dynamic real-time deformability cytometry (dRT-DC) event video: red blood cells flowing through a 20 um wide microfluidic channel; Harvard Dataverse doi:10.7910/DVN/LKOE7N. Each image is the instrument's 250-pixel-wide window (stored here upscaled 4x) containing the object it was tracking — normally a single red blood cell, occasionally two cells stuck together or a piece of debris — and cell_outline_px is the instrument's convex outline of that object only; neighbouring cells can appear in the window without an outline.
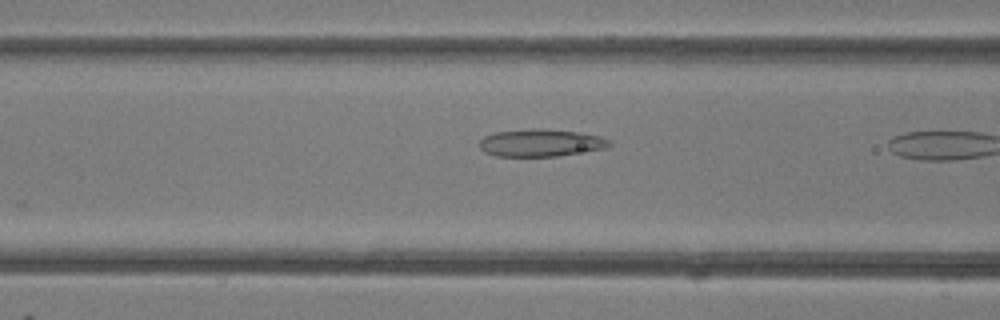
{"species": "common noctule bat (a hibernating species)", "species_latin": "Nyctalus noctula", "temperature_condition": "room temperature", "stored_images_in_passage": 6, "camera_frame_rate_fps": 3000, "um_per_image_px": 0.085, "animal": {"sex": "female"}, "frame": {"image": 1, "passage_image": 5, "time_ms": 1.333, "image_size_px": [1000, 320], "cell_outline_px": [[612, 144], [604, 148], [556, 156], [496, 156], [484, 152], [480, 148], [480, 140], [484, 136], [496, 132], [532, 128], [548, 128], [576, 132], [600, 136], [608, 140]], "centroid_in_image_um": [45.92, 12.13], "position_along_channel_um": 120.7, "area_um2": 20.63}}